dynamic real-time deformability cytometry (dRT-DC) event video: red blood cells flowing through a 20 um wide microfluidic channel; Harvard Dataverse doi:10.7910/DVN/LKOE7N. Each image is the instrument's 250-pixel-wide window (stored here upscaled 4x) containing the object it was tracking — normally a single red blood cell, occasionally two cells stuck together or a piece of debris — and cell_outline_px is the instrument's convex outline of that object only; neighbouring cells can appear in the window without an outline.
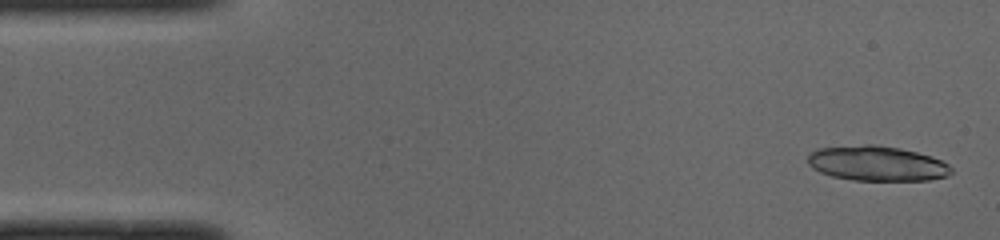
{"species": "common noctule bat (a hibernating species)", "species_latin": "Nyctalus noctula", "temperature_condition": "cold", "stored_images_in_passage": 24, "camera_frame_rate_fps": 3000, "um_per_image_px": 0.085, "animal": {"sex": "male", "body_mass_g": 19.0, "forearm_length_mm": 50.8}, "frame": {"image": 1, "passage_image": 1, "time_ms": 0.0, "image_size_px": [1000, 240], "cell_outline_px": [[952, 172], [948, 176], [928, 180], [852, 180], [832, 176], [820, 172], [812, 168], [808, 164], [808, 156], [816, 148], [864, 144], [876, 144], [900, 148], [932, 156], [948, 164], [952, 168]], "centroid_in_image_um": [74.54, 13.88], "position_along_channel_um": 10.5, "area_um2": 29.36}}